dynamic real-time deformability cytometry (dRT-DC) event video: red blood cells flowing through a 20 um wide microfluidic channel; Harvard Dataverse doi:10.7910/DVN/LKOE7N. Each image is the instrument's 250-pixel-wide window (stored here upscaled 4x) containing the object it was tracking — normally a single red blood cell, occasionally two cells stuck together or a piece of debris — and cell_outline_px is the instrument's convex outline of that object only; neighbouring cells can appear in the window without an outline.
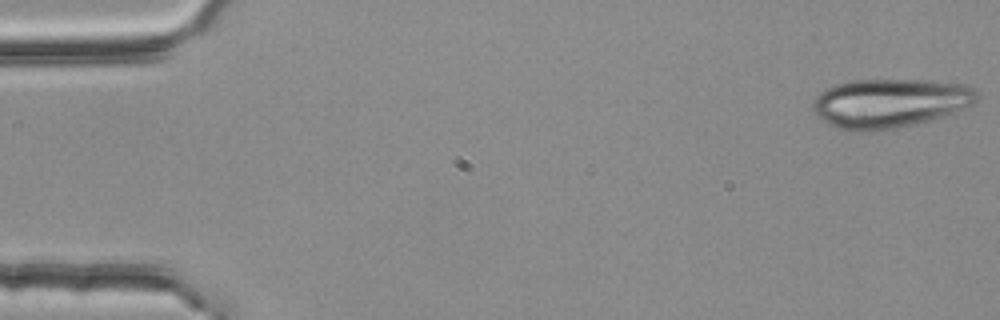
{"species": "common noctule bat (a hibernating species)", "species_latin": "Nyctalus noctula", "temperature_condition": "room temperature", "stored_images_in_passage": 48, "camera_frame_rate_fps": 3000, "um_per_image_px": 0.085, "animal": {"sex": "female", "body_mass_g": 25.1}, "frame": {"image": 1, "passage_image": 1, "time_ms": 0.0, "image_size_px": [1000, 320], "cell_outline_px": [[980, 96], [972, 104], [952, 112], [928, 120], [912, 124], [872, 132], [856, 132], [840, 128], [828, 124], [820, 120], [812, 112], [812, 100], [820, 92], [836, 84], [852, 80], [924, 80], [968, 84], [976, 88]], "centroid_in_image_um": [75.59, 8.76], "position_along_channel_um": 9.4, "area_um2": 47.05}}